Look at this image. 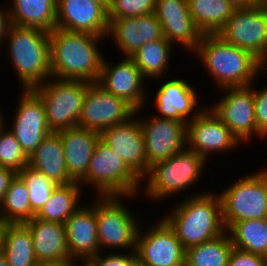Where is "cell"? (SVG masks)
Returning <instances> with one entry per match:
<instances>
[{
	"label": "cell",
	"mask_w": 267,
	"mask_h": 266,
	"mask_svg": "<svg viewBox=\"0 0 267 266\" xmlns=\"http://www.w3.org/2000/svg\"><path fill=\"white\" fill-rule=\"evenodd\" d=\"M104 39L85 32L53 29L49 34L52 77L98 82L104 57L99 45Z\"/></svg>",
	"instance_id": "6da1fadb"
},
{
	"label": "cell",
	"mask_w": 267,
	"mask_h": 266,
	"mask_svg": "<svg viewBox=\"0 0 267 266\" xmlns=\"http://www.w3.org/2000/svg\"><path fill=\"white\" fill-rule=\"evenodd\" d=\"M194 53L219 89L249 86L267 70L250 51L230 44L218 34H203Z\"/></svg>",
	"instance_id": "7a4b0ae2"
},
{
	"label": "cell",
	"mask_w": 267,
	"mask_h": 266,
	"mask_svg": "<svg viewBox=\"0 0 267 266\" xmlns=\"http://www.w3.org/2000/svg\"><path fill=\"white\" fill-rule=\"evenodd\" d=\"M204 190L182 198L163 219L174 230L185 250L212 240L226 230L222 220L219 194ZM185 199V200H183Z\"/></svg>",
	"instance_id": "3957f363"
},
{
	"label": "cell",
	"mask_w": 267,
	"mask_h": 266,
	"mask_svg": "<svg viewBox=\"0 0 267 266\" xmlns=\"http://www.w3.org/2000/svg\"><path fill=\"white\" fill-rule=\"evenodd\" d=\"M49 34L39 28L15 25L8 30L4 39L8 46L7 57L22 89H33L52 77Z\"/></svg>",
	"instance_id": "277c9868"
},
{
	"label": "cell",
	"mask_w": 267,
	"mask_h": 266,
	"mask_svg": "<svg viewBox=\"0 0 267 266\" xmlns=\"http://www.w3.org/2000/svg\"><path fill=\"white\" fill-rule=\"evenodd\" d=\"M208 162L201 155L186 147L168 159L153 164L141 179L142 183L145 180L146 185L141 186L146 191V197L160 201L179 194L181 191H187L188 187L197 184Z\"/></svg>",
	"instance_id": "5b68a950"
},
{
	"label": "cell",
	"mask_w": 267,
	"mask_h": 266,
	"mask_svg": "<svg viewBox=\"0 0 267 266\" xmlns=\"http://www.w3.org/2000/svg\"><path fill=\"white\" fill-rule=\"evenodd\" d=\"M95 187L96 196H127L142 193V180L126 165L117 152L101 139L96 143L86 175L78 182Z\"/></svg>",
	"instance_id": "8992f818"
},
{
	"label": "cell",
	"mask_w": 267,
	"mask_h": 266,
	"mask_svg": "<svg viewBox=\"0 0 267 266\" xmlns=\"http://www.w3.org/2000/svg\"><path fill=\"white\" fill-rule=\"evenodd\" d=\"M94 211L97 220V238L100 252L109 249L136 251L137 235L140 228L139 216H134L122 199L127 196H97ZM139 222V223H138ZM104 247V249H103Z\"/></svg>",
	"instance_id": "52a82bcc"
},
{
	"label": "cell",
	"mask_w": 267,
	"mask_h": 266,
	"mask_svg": "<svg viewBox=\"0 0 267 266\" xmlns=\"http://www.w3.org/2000/svg\"><path fill=\"white\" fill-rule=\"evenodd\" d=\"M89 83L51 77L33 88L45 107L46 122L51 132L78 126Z\"/></svg>",
	"instance_id": "ba28073f"
},
{
	"label": "cell",
	"mask_w": 267,
	"mask_h": 266,
	"mask_svg": "<svg viewBox=\"0 0 267 266\" xmlns=\"http://www.w3.org/2000/svg\"><path fill=\"white\" fill-rule=\"evenodd\" d=\"M243 177L219 194L226 231L239 221L267 218V168Z\"/></svg>",
	"instance_id": "9c48e42d"
},
{
	"label": "cell",
	"mask_w": 267,
	"mask_h": 266,
	"mask_svg": "<svg viewBox=\"0 0 267 266\" xmlns=\"http://www.w3.org/2000/svg\"><path fill=\"white\" fill-rule=\"evenodd\" d=\"M218 35L250 51L267 67V5L262 0L249 8H235Z\"/></svg>",
	"instance_id": "30bf717a"
},
{
	"label": "cell",
	"mask_w": 267,
	"mask_h": 266,
	"mask_svg": "<svg viewBox=\"0 0 267 266\" xmlns=\"http://www.w3.org/2000/svg\"><path fill=\"white\" fill-rule=\"evenodd\" d=\"M160 220V221H159ZM144 228L140 225L136 255L141 266H185L186 250L174 230L161 217L158 222ZM145 230H142V229Z\"/></svg>",
	"instance_id": "8fae6325"
},
{
	"label": "cell",
	"mask_w": 267,
	"mask_h": 266,
	"mask_svg": "<svg viewBox=\"0 0 267 266\" xmlns=\"http://www.w3.org/2000/svg\"><path fill=\"white\" fill-rule=\"evenodd\" d=\"M224 95L210 109L230 129L240 143L246 144L255 136L264 138L258 131L254 115L253 83L243 87L220 89ZM224 91V92H223Z\"/></svg>",
	"instance_id": "7c38bea8"
},
{
	"label": "cell",
	"mask_w": 267,
	"mask_h": 266,
	"mask_svg": "<svg viewBox=\"0 0 267 266\" xmlns=\"http://www.w3.org/2000/svg\"><path fill=\"white\" fill-rule=\"evenodd\" d=\"M135 113L136 109L126 100L107 92L98 82H91L87 86L78 126L101 133L129 120Z\"/></svg>",
	"instance_id": "4fadbf2b"
},
{
	"label": "cell",
	"mask_w": 267,
	"mask_h": 266,
	"mask_svg": "<svg viewBox=\"0 0 267 266\" xmlns=\"http://www.w3.org/2000/svg\"><path fill=\"white\" fill-rule=\"evenodd\" d=\"M240 144L210 107H204L198 116L187 122L186 147L201 155L206 161L211 159L212 153L229 152Z\"/></svg>",
	"instance_id": "5bb4252c"
},
{
	"label": "cell",
	"mask_w": 267,
	"mask_h": 266,
	"mask_svg": "<svg viewBox=\"0 0 267 266\" xmlns=\"http://www.w3.org/2000/svg\"><path fill=\"white\" fill-rule=\"evenodd\" d=\"M16 107L9 129L25 154L30 157L41 141L51 133L46 122L45 107L33 89L21 90Z\"/></svg>",
	"instance_id": "9a60e30c"
},
{
	"label": "cell",
	"mask_w": 267,
	"mask_h": 266,
	"mask_svg": "<svg viewBox=\"0 0 267 266\" xmlns=\"http://www.w3.org/2000/svg\"><path fill=\"white\" fill-rule=\"evenodd\" d=\"M147 158V173L153 164L168 159L186 148L187 122L158 118L152 115L146 119L139 117Z\"/></svg>",
	"instance_id": "2e32d148"
},
{
	"label": "cell",
	"mask_w": 267,
	"mask_h": 266,
	"mask_svg": "<svg viewBox=\"0 0 267 266\" xmlns=\"http://www.w3.org/2000/svg\"><path fill=\"white\" fill-rule=\"evenodd\" d=\"M110 62L103 57L98 83L107 92L126 100L136 110L141 111L147 103L145 96L148 93L144 85L146 78L130 57H124L114 65Z\"/></svg>",
	"instance_id": "e0dca14e"
},
{
	"label": "cell",
	"mask_w": 267,
	"mask_h": 266,
	"mask_svg": "<svg viewBox=\"0 0 267 266\" xmlns=\"http://www.w3.org/2000/svg\"><path fill=\"white\" fill-rule=\"evenodd\" d=\"M139 110L129 120L108 127L100 133V139L117 152L126 165L140 178L147 174L145 138L139 123ZM137 117V118H136Z\"/></svg>",
	"instance_id": "ac0fdd59"
},
{
	"label": "cell",
	"mask_w": 267,
	"mask_h": 266,
	"mask_svg": "<svg viewBox=\"0 0 267 266\" xmlns=\"http://www.w3.org/2000/svg\"><path fill=\"white\" fill-rule=\"evenodd\" d=\"M56 28L107 37L108 9L91 0H58Z\"/></svg>",
	"instance_id": "d6986e66"
},
{
	"label": "cell",
	"mask_w": 267,
	"mask_h": 266,
	"mask_svg": "<svg viewBox=\"0 0 267 266\" xmlns=\"http://www.w3.org/2000/svg\"><path fill=\"white\" fill-rule=\"evenodd\" d=\"M155 15L161 23L163 37L194 54L202 33L196 27L187 0H157Z\"/></svg>",
	"instance_id": "ffe728a7"
},
{
	"label": "cell",
	"mask_w": 267,
	"mask_h": 266,
	"mask_svg": "<svg viewBox=\"0 0 267 266\" xmlns=\"http://www.w3.org/2000/svg\"><path fill=\"white\" fill-rule=\"evenodd\" d=\"M158 88L154 98L155 109L160 114H155L158 118L189 122L204 109L198 105V92L184 78L165 80Z\"/></svg>",
	"instance_id": "44dd1931"
},
{
	"label": "cell",
	"mask_w": 267,
	"mask_h": 266,
	"mask_svg": "<svg viewBox=\"0 0 267 266\" xmlns=\"http://www.w3.org/2000/svg\"><path fill=\"white\" fill-rule=\"evenodd\" d=\"M112 36L115 46L130 57L144 44L163 37L161 23L155 13L137 17L113 19L109 23L107 37Z\"/></svg>",
	"instance_id": "7402d4cb"
},
{
	"label": "cell",
	"mask_w": 267,
	"mask_h": 266,
	"mask_svg": "<svg viewBox=\"0 0 267 266\" xmlns=\"http://www.w3.org/2000/svg\"><path fill=\"white\" fill-rule=\"evenodd\" d=\"M85 205L64 223L70 257L82 264L100 252L94 204Z\"/></svg>",
	"instance_id": "603a6c76"
},
{
	"label": "cell",
	"mask_w": 267,
	"mask_h": 266,
	"mask_svg": "<svg viewBox=\"0 0 267 266\" xmlns=\"http://www.w3.org/2000/svg\"><path fill=\"white\" fill-rule=\"evenodd\" d=\"M58 133L69 176L79 182L86 175L100 133L79 126L63 129Z\"/></svg>",
	"instance_id": "cb8c5ba5"
},
{
	"label": "cell",
	"mask_w": 267,
	"mask_h": 266,
	"mask_svg": "<svg viewBox=\"0 0 267 266\" xmlns=\"http://www.w3.org/2000/svg\"><path fill=\"white\" fill-rule=\"evenodd\" d=\"M24 224L31 231L38 263L71 259L64 224L40 220L35 216Z\"/></svg>",
	"instance_id": "d4e9b609"
},
{
	"label": "cell",
	"mask_w": 267,
	"mask_h": 266,
	"mask_svg": "<svg viewBox=\"0 0 267 266\" xmlns=\"http://www.w3.org/2000/svg\"><path fill=\"white\" fill-rule=\"evenodd\" d=\"M31 167L58 185L75 182L67 171L61 137L58 132L48 134L29 157Z\"/></svg>",
	"instance_id": "484cf974"
},
{
	"label": "cell",
	"mask_w": 267,
	"mask_h": 266,
	"mask_svg": "<svg viewBox=\"0 0 267 266\" xmlns=\"http://www.w3.org/2000/svg\"><path fill=\"white\" fill-rule=\"evenodd\" d=\"M12 1V2H11ZM11 24L51 32L56 28L57 2L54 0H9Z\"/></svg>",
	"instance_id": "4316f807"
},
{
	"label": "cell",
	"mask_w": 267,
	"mask_h": 266,
	"mask_svg": "<svg viewBox=\"0 0 267 266\" xmlns=\"http://www.w3.org/2000/svg\"><path fill=\"white\" fill-rule=\"evenodd\" d=\"M9 266H38L31 231L24 224H2L1 246Z\"/></svg>",
	"instance_id": "83f0119b"
},
{
	"label": "cell",
	"mask_w": 267,
	"mask_h": 266,
	"mask_svg": "<svg viewBox=\"0 0 267 266\" xmlns=\"http://www.w3.org/2000/svg\"><path fill=\"white\" fill-rule=\"evenodd\" d=\"M173 45L164 37L144 44L130 56L143 76L147 79L158 80L165 78L170 68V58ZM165 75V77H163ZM156 78V79H155Z\"/></svg>",
	"instance_id": "f1b7e54d"
},
{
	"label": "cell",
	"mask_w": 267,
	"mask_h": 266,
	"mask_svg": "<svg viewBox=\"0 0 267 266\" xmlns=\"http://www.w3.org/2000/svg\"><path fill=\"white\" fill-rule=\"evenodd\" d=\"M82 187L78 182L57 185L51 198L35 215L40 220L64 224L65 221L78 209L81 204Z\"/></svg>",
	"instance_id": "f546056e"
},
{
	"label": "cell",
	"mask_w": 267,
	"mask_h": 266,
	"mask_svg": "<svg viewBox=\"0 0 267 266\" xmlns=\"http://www.w3.org/2000/svg\"><path fill=\"white\" fill-rule=\"evenodd\" d=\"M191 17L202 34H218L235 9L228 0H187Z\"/></svg>",
	"instance_id": "4dcf8cb0"
},
{
	"label": "cell",
	"mask_w": 267,
	"mask_h": 266,
	"mask_svg": "<svg viewBox=\"0 0 267 266\" xmlns=\"http://www.w3.org/2000/svg\"><path fill=\"white\" fill-rule=\"evenodd\" d=\"M35 215L31 210L27 185L16 174L0 203V223L22 224L31 220Z\"/></svg>",
	"instance_id": "1f68e13d"
},
{
	"label": "cell",
	"mask_w": 267,
	"mask_h": 266,
	"mask_svg": "<svg viewBox=\"0 0 267 266\" xmlns=\"http://www.w3.org/2000/svg\"><path fill=\"white\" fill-rule=\"evenodd\" d=\"M227 233L233 247L267 258V218L236 222Z\"/></svg>",
	"instance_id": "d6a6232c"
},
{
	"label": "cell",
	"mask_w": 267,
	"mask_h": 266,
	"mask_svg": "<svg viewBox=\"0 0 267 266\" xmlns=\"http://www.w3.org/2000/svg\"><path fill=\"white\" fill-rule=\"evenodd\" d=\"M233 244L227 231L186 250L185 266H228Z\"/></svg>",
	"instance_id": "836d02e7"
},
{
	"label": "cell",
	"mask_w": 267,
	"mask_h": 266,
	"mask_svg": "<svg viewBox=\"0 0 267 266\" xmlns=\"http://www.w3.org/2000/svg\"><path fill=\"white\" fill-rule=\"evenodd\" d=\"M18 175L27 185L31 210L37 214L51 198L58 184L30 165H26Z\"/></svg>",
	"instance_id": "e575fe53"
},
{
	"label": "cell",
	"mask_w": 267,
	"mask_h": 266,
	"mask_svg": "<svg viewBox=\"0 0 267 266\" xmlns=\"http://www.w3.org/2000/svg\"><path fill=\"white\" fill-rule=\"evenodd\" d=\"M4 126L0 130V166L19 173L29 163L14 134Z\"/></svg>",
	"instance_id": "d590c367"
},
{
	"label": "cell",
	"mask_w": 267,
	"mask_h": 266,
	"mask_svg": "<svg viewBox=\"0 0 267 266\" xmlns=\"http://www.w3.org/2000/svg\"><path fill=\"white\" fill-rule=\"evenodd\" d=\"M157 0H110L109 23L113 19L137 17L155 12Z\"/></svg>",
	"instance_id": "8d00e7d4"
},
{
	"label": "cell",
	"mask_w": 267,
	"mask_h": 266,
	"mask_svg": "<svg viewBox=\"0 0 267 266\" xmlns=\"http://www.w3.org/2000/svg\"><path fill=\"white\" fill-rule=\"evenodd\" d=\"M105 254L104 252L101 255V252L94 257L88 259L83 266H136L138 264L136 251L134 252H123L119 253Z\"/></svg>",
	"instance_id": "74e56055"
},
{
	"label": "cell",
	"mask_w": 267,
	"mask_h": 266,
	"mask_svg": "<svg viewBox=\"0 0 267 266\" xmlns=\"http://www.w3.org/2000/svg\"><path fill=\"white\" fill-rule=\"evenodd\" d=\"M253 87L254 115L257 131L265 139L267 138V86L257 90L253 82Z\"/></svg>",
	"instance_id": "f35d334b"
},
{
	"label": "cell",
	"mask_w": 267,
	"mask_h": 266,
	"mask_svg": "<svg viewBox=\"0 0 267 266\" xmlns=\"http://www.w3.org/2000/svg\"><path fill=\"white\" fill-rule=\"evenodd\" d=\"M228 266H267V258L234 247Z\"/></svg>",
	"instance_id": "ab89813d"
},
{
	"label": "cell",
	"mask_w": 267,
	"mask_h": 266,
	"mask_svg": "<svg viewBox=\"0 0 267 266\" xmlns=\"http://www.w3.org/2000/svg\"><path fill=\"white\" fill-rule=\"evenodd\" d=\"M0 6V47L5 42L4 39L7 36L8 30L10 28L11 19L9 14V8ZM7 8V9H6Z\"/></svg>",
	"instance_id": "60d3db41"
},
{
	"label": "cell",
	"mask_w": 267,
	"mask_h": 266,
	"mask_svg": "<svg viewBox=\"0 0 267 266\" xmlns=\"http://www.w3.org/2000/svg\"><path fill=\"white\" fill-rule=\"evenodd\" d=\"M16 174L17 173H15L14 171L0 166V203L5 196L11 180Z\"/></svg>",
	"instance_id": "b9f144b4"
},
{
	"label": "cell",
	"mask_w": 267,
	"mask_h": 266,
	"mask_svg": "<svg viewBox=\"0 0 267 266\" xmlns=\"http://www.w3.org/2000/svg\"><path fill=\"white\" fill-rule=\"evenodd\" d=\"M78 261L70 259V260H63L58 262H43L38 263V266H83L81 263H77ZM78 264V265H77Z\"/></svg>",
	"instance_id": "7bdbcfd3"
},
{
	"label": "cell",
	"mask_w": 267,
	"mask_h": 266,
	"mask_svg": "<svg viewBox=\"0 0 267 266\" xmlns=\"http://www.w3.org/2000/svg\"><path fill=\"white\" fill-rule=\"evenodd\" d=\"M234 8H249L261 0H228Z\"/></svg>",
	"instance_id": "ee69618b"
},
{
	"label": "cell",
	"mask_w": 267,
	"mask_h": 266,
	"mask_svg": "<svg viewBox=\"0 0 267 266\" xmlns=\"http://www.w3.org/2000/svg\"><path fill=\"white\" fill-rule=\"evenodd\" d=\"M0 266H9L6 256L3 253L2 249L0 248Z\"/></svg>",
	"instance_id": "f6af8a7d"
},
{
	"label": "cell",
	"mask_w": 267,
	"mask_h": 266,
	"mask_svg": "<svg viewBox=\"0 0 267 266\" xmlns=\"http://www.w3.org/2000/svg\"><path fill=\"white\" fill-rule=\"evenodd\" d=\"M91 1L101 3V4H103L107 9L109 8V5H110V0H91Z\"/></svg>",
	"instance_id": "bcb514c9"
},
{
	"label": "cell",
	"mask_w": 267,
	"mask_h": 266,
	"mask_svg": "<svg viewBox=\"0 0 267 266\" xmlns=\"http://www.w3.org/2000/svg\"><path fill=\"white\" fill-rule=\"evenodd\" d=\"M1 109H2V108L0 107V130H1V129L4 127V125H5V123H4V122H5V121H4L5 118L3 117L4 115L2 114V112H1L2 110H1Z\"/></svg>",
	"instance_id": "7dc6e473"
},
{
	"label": "cell",
	"mask_w": 267,
	"mask_h": 266,
	"mask_svg": "<svg viewBox=\"0 0 267 266\" xmlns=\"http://www.w3.org/2000/svg\"><path fill=\"white\" fill-rule=\"evenodd\" d=\"M1 230H2V224L0 223V246H1Z\"/></svg>",
	"instance_id": "c3c4849f"
}]
</instances>
